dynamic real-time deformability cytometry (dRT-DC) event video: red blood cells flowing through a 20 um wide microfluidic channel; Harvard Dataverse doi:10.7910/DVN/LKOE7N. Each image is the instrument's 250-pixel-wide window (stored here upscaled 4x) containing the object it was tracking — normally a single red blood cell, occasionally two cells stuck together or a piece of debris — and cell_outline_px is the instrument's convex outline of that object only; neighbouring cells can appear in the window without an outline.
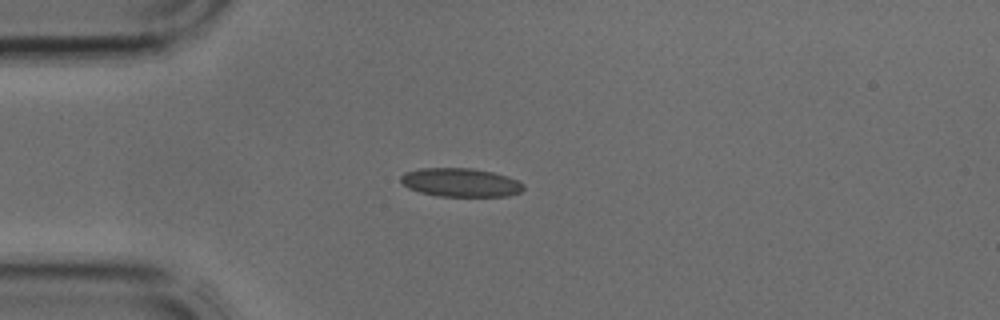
{"species": "common noctule bat (a hibernating species)", "species_latin": "Nyctalus noctula", "temperature_condition": "cold", "stored_images_in_passage": 3, "camera_frame_rate_fps": 3000, "um_per_image_px": 0.085, "animal": {"sex": "male", "body_mass_g": 17.9, "forearm_length_mm": 54.2}, "frame": {"image": 1, "passage_image": 3, "time_ms": 0.667, "image_size_px": [1000, 320], "cell_outline_px": [[524, 188], [520, 192], [508, 196], [440, 196], [420, 192], [408, 188], [400, 180], [400, 176], [404, 172], [420, 168], [472, 168], [492, 172], [508, 176], [524, 184]], "centroid_in_image_um": [39.14, 15.5], "position_along_channel_um": 45.9, "area_um2": 20.46}}